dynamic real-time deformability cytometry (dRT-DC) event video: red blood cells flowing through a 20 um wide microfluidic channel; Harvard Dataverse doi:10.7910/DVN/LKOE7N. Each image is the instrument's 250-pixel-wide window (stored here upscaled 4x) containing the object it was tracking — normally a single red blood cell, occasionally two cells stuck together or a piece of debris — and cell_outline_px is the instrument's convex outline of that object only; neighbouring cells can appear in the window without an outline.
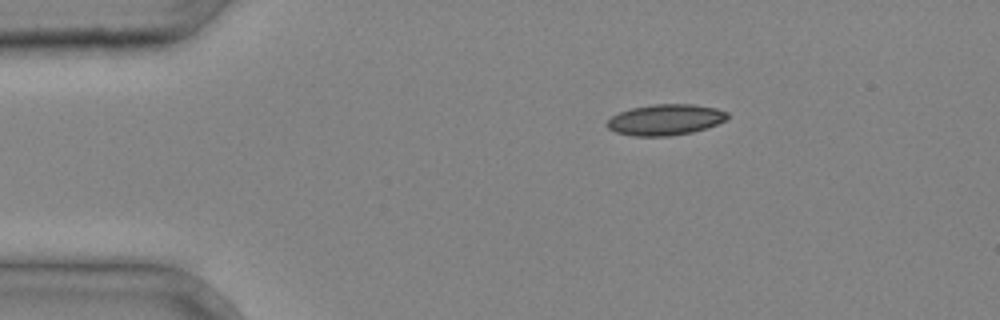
{"species": "common noctule bat (a hibernating species)", "species_latin": "Nyctalus noctula", "temperature_condition": "cold", "stored_images_in_passage": 2, "camera_frame_rate_fps": 3000, "um_per_image_px": 0.085, "animal": {"sex": "male", "body_mass_g": 20.4}, "frame": {"image": 1, "passage_image": 1, "time_ms": 0.0, "image_size_px": [1000, 320], "cell_outline_px": [[728, 120], [692, 132], [668, 136], [632, 136], [616, 132], [608, 128], [604, 124], [612, 116], [620, 112], [632, 108], [652, 104], [692, 104], [716, 108], [728, 112]], "centroid_in_image_um": [56.55, 10.17], "position_along_channel_um": 28.5, "area_um2": 21.68}}